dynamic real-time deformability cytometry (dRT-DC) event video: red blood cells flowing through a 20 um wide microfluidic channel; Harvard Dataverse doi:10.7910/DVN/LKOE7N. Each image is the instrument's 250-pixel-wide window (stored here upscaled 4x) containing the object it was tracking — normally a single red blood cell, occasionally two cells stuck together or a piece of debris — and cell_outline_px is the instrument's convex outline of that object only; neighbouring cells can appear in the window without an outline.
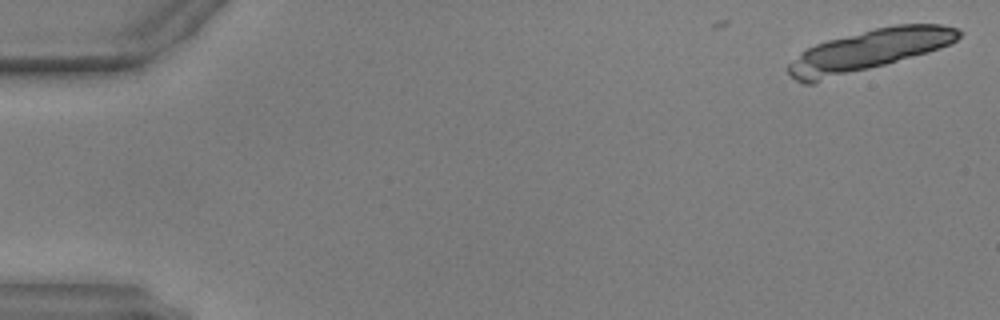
{"species": "common noctule bat (a hibernating species)", "species_latin": "Nyctalus noctula", "temperature_condition": "warm", "stored_images_in_passage": 5, "camera_frame_rate_fps": 3000, "um_per_image_px": 0.085, "animal": {"sex": "male", "body_mass_g": 17.9, "forearm_length_mm": 54.2}, "frame": {"image": 1, "passage_image": 1, "time_ms": 0.0, "image_size_px": [1000, 320], "cell_outline_px": [[960, 32], [952, 40], [944, 44], [920, 52], [880, 64], [860, 68], [816, 72], [804, 56], [804, 52], [820, 44], [884, 28], [912, 24], [932, 24], [952, 28]], "centroid_in_image_um": [74.62, 3.97], "position_along_channel_um": 10.4, "area_um2": 30.52}}